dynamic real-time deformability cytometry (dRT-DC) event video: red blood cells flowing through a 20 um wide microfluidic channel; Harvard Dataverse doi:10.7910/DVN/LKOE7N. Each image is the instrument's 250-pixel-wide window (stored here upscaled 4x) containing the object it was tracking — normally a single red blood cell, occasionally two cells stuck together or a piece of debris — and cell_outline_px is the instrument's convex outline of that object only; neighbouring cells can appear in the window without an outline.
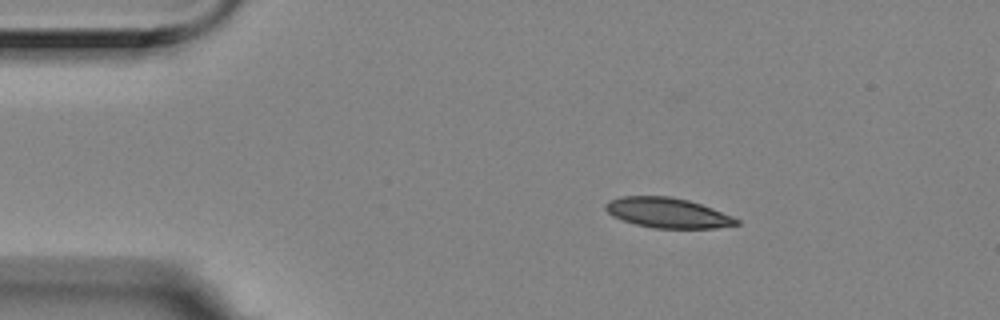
{"species": "Egyptian fruit bat (a non-hibernating species)", "species_latin": "Rousettus aegyptiacus", "temperature_condition": "room temperature", "stored_images_in_passage": 3, "camera_frame_rate_fps": 3000, "um_per_image_px": 0.085, "animal": {"sex": "female"}, "frame": {"image": 1, "passage_image": 1, "time_ms": 0.0, "image_size_px": [1000, 320], "cell_outline_px": [[740, 224], [716, 228], [656, 228], [636, 224], [612, 216], [604, 208], [604, 204], [608, 200], [620, 196], [668, 196], [688, 200], [712, 208], [732, 216], [740, 220]], "centroid_in_image_um": [56.73, 18.08], "position_along_channel_um": 28.3, "area_um2": 22.89}}
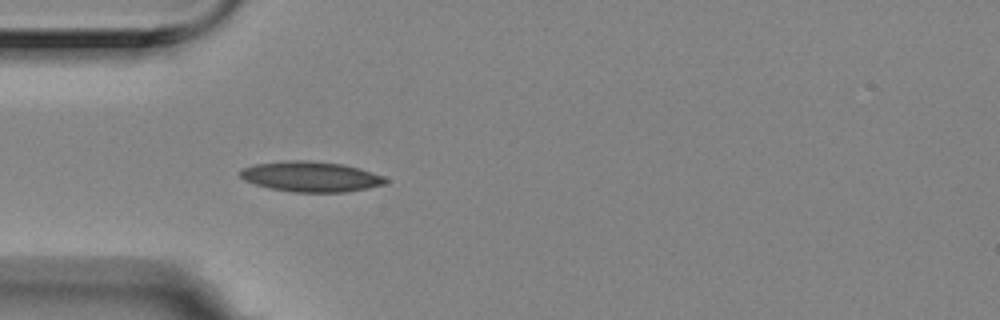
{"frame": {"image": 2, "passage_image": 3, "time_ms": 0.667, "image_size_px": [1000, 320], "cell_outline_px": [[388, 180], [384, 184], [368, 188], [344, 192], [292, 192], [272, 188], [256, 184], [244, 180], [240, 176], [240, 168], [256, 164], [284, 160], [304, 160], [344, 164], [360, 168], [384, 176]], "centroid_in_image_um": [26.42, 15.0], "position_along_channel_um": 58.6, "area_um2": 25.66}}